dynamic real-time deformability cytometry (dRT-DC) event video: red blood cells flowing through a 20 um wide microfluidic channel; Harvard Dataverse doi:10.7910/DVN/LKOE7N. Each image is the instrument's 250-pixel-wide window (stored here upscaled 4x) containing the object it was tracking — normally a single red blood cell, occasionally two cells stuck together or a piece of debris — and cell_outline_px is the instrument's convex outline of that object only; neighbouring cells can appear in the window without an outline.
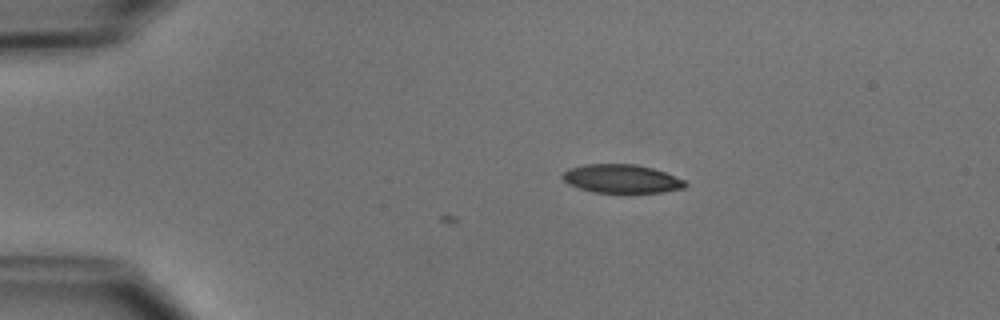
{"species": "common noctule bat (a hibernating species)", "species_latin": "Nyctalus noctula", "temperature_condition": "cold", "stored_images_in_passage": 5, "camera_frame_rate_fps": 3000, "um_per_image_px": 0.085, "animal": {"sex": "male", "body_mass_g": 15.6}, "frame": {"image": 1, "passage_image": 5, "time_ms": 1.333, "image_size_px": [1000, 320], "cell_outline_px": [[688, 184], [684, 188], [664, 192], [592, 192], [568, 184], [560, 176], [568, 168], [584, 164], [636, 164], [652, 168], [664, 172], [684, 180]], "centroid_in_image_um": [52.81, 15.19], "position_along_channel_um": 32.2, "area_um2": 20.35}}